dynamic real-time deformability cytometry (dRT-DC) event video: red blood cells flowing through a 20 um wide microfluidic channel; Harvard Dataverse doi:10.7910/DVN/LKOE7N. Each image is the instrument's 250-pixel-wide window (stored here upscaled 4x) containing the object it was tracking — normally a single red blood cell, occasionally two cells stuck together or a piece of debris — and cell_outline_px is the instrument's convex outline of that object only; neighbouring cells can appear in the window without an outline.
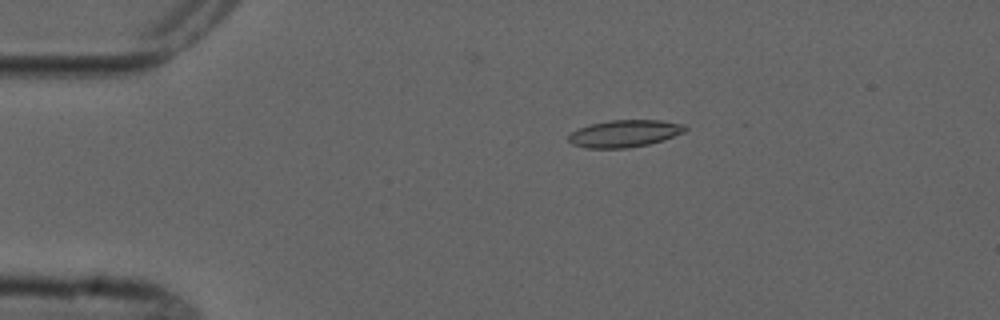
{"species": "common noctule bat (a hibernating species)", "species_latin": "Nyctalus noctula", "temperature_condition": "cold", "stored_images_in_passage": 5, "camera_frame_rate_fps": 3000, "um_per_image_px": 0.085, "animal": {"sex": "male", "forearm_length_mm": 52.5}, "frame": {"image": 1, "passage_image": 3, "time_ms": 3.333, "image_size_px": [1000, 320], "cell_outline_px": [[688, 128], [684, 132], [664, 140], [648, 144], [628, 148], [588, 148], [572, 144], [568, 140], [568, 136], [572, 132], [588, 124], [608, 120], [660, 120], [684, 124]], "centroid_in_image_um": [53.1, 11.34], "position_along_channel_um": 31.9, "area_um2": 18.5}}
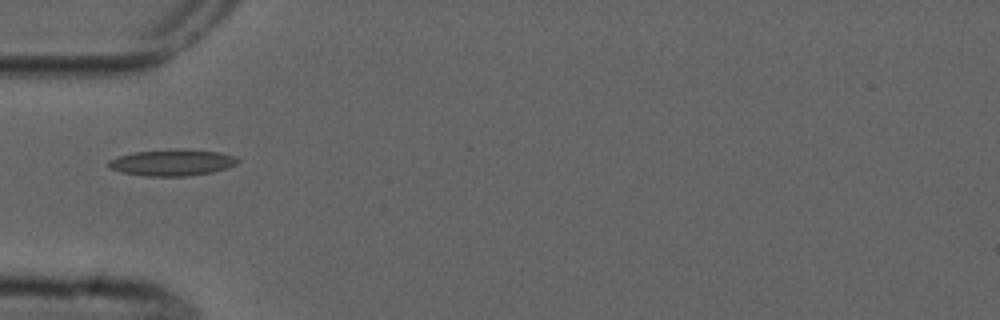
{"frame": {"image": 2, "passage_image": 5, "time_ms": 5.667, "image_size_px": [1000, 320], "cell_outline_px": [[240, 160], [236, 164], [228, 168], [212, 172], [188, 176], [144, 176], [120, 172], [108, 168], [108, 160], [116, 156], [132, 152], [176, 148], [184, 148], [220, 152], [236, 156]], "centroid_in_image_um": [14.62, 13.8], "position_along_channel_um": 70.4, "area_um2": 20.4}}